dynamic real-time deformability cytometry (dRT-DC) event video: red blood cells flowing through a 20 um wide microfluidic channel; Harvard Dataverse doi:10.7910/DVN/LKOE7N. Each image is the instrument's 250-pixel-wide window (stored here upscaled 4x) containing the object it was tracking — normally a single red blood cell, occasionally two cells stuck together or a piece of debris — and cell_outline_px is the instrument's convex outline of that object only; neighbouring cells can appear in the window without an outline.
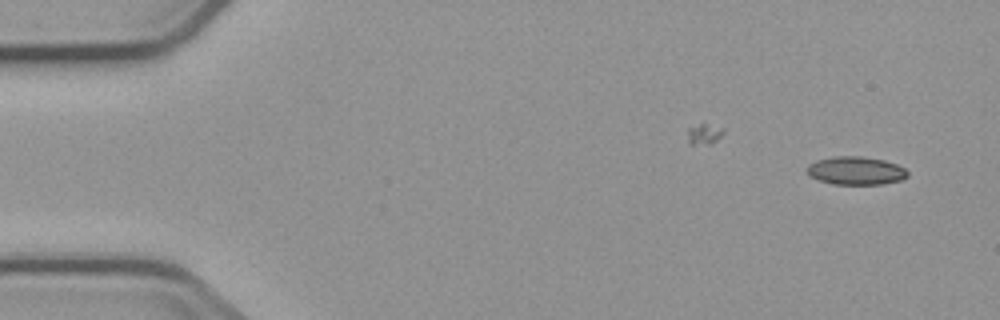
{"species": "common noctule bat (a hibernating species)", "species_latin": "Nyctalus noctula", "temperature_condition": "cold", "stored_images_in_passage": 5, "camera_frame_rate_fps": 3000, "um_per_image_px": 0.085, "animal": {"sex": "male", "body_mass_g": 23.1, "forearm_length_mm": 52.7}, "frame": {"image": 1, "passage_image": 1, "time_ms": 0.0, "image_size_px": [1000, 320], "cell_outline_px": [[908, 176], [900, 180], [880, 184], [832, 184], [820, 180], [812, 176], [808, 172], [808, 164], [816, 160], [832, 156], [860, 156], [884, 160], [896, 164], [904, 168], [908, 172]], "centroid_in_image_um": [72.75, 14.5], "position_along_channel_um": 12.2, "area_um2": 16.36}}
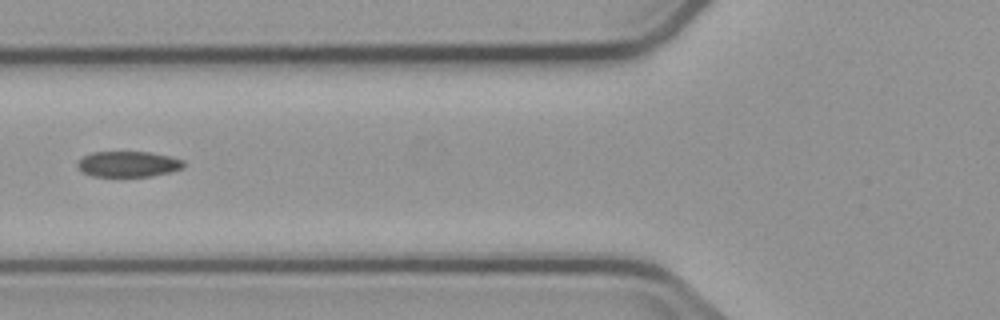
{"frame": {"image": 2, "passage_image": 5, "time_ms": 6.0, "image_size_px": [1000, 320], "cell_outline_px": [[184, 164], [180, 168], [168, 172], [152, 176], [92, 176], [84, 172], [76, 164], [84, 156], [92, 152], [152, 152], [172, 156], [184, 160]], "centroid_in_image_um": [10.92, 13.93], "position_along_channel_um": 114.9, "area_um2": 15.72}}